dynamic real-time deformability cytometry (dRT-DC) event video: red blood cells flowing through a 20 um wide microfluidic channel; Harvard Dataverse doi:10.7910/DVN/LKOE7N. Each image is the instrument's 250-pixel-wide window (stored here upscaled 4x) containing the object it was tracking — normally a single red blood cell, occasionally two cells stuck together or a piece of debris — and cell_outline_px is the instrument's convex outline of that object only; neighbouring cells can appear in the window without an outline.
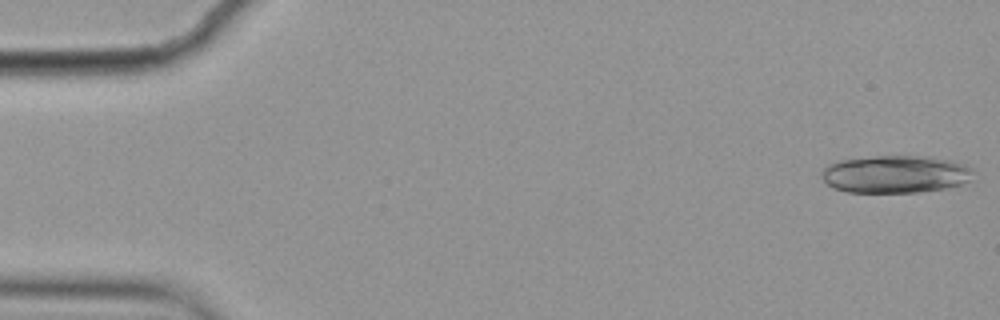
{"species": "common noctule bat (a hibernating species)", "species_latin": "Nyctalus noctula", "temperature_condition": "cold", "stored_images_in_passage": 2, "camera_frame_rate_fps": 3000, "um_per_image_px": 0.085, "animal": {"sex": "female", "body_mass_g": 19.9}, "frame": {"image": 1, "passage_image": 2, "time_ms": 0.333, "image_size_px": [1000, 320], "cell_outline_px": [[972, 168], [968, 180], [960, 184], [944, 188], [920, 192], [848, 192], [832, 188], [820, 176], [820, 172], [828, 164], [840, 160], [876, 156], [928, 156], [952, 160], [964, 164]], "centroid_in_image_um": [76.05, 14.8], "position_along_channel_um": 8.9, "area_um2": 33.12}}